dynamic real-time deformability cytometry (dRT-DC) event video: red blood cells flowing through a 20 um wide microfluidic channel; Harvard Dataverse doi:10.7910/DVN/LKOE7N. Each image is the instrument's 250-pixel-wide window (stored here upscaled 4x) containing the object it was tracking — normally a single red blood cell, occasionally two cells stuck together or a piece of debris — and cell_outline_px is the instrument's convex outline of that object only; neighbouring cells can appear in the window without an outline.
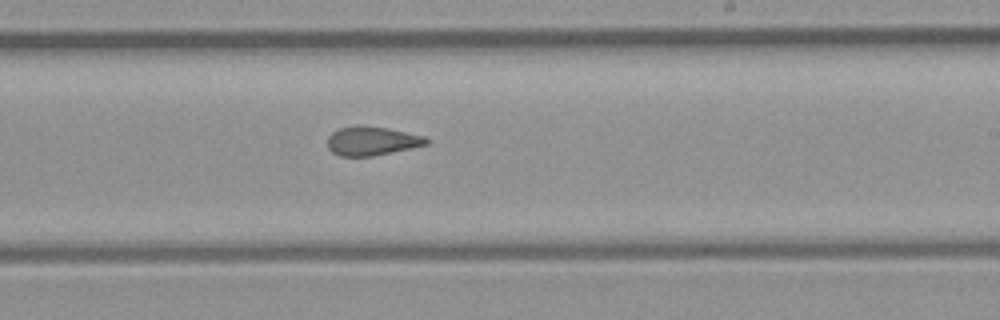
{"species": "common noctule bat (a hibernating species)", "species_latin": "Nyctalus noctula", "temperature_condition": "room temperature", "stored_images_in_passage": 10, "camera_frame_rate_fps": 3000, "um_per_image_px": 0.085, "animal": {"sex": "female", "body_mass_g": 21.9}, "frame": {"image": 1, "passage_image": 10, "time_ms": 11.0, "image_size_px": [1000, 320], "cell_outline_px": [[432, 140], [428, 144], [412, 148], [372, 156], [340, 156], [332, 152], [328, 148], [328, 136], [332, 132], [340, 128], [388, 128], [424, 136]], "centroid_in_image_um": [31.66, 12.02], "position_along_channel_um": 257.3, "area_um2": 16.13}}